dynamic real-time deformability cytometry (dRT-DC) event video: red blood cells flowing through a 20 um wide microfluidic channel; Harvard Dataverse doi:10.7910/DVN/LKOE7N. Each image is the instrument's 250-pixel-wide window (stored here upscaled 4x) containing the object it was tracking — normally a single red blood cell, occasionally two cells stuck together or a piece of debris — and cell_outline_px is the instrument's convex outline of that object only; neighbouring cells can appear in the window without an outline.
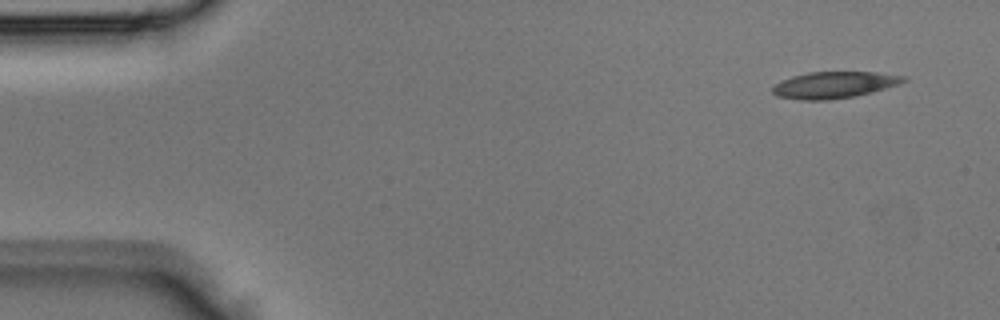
{"species": "Egyptian fruit bat (a non-hibernating species)", "species_latin": "Rousettus aegyptiacus", "temperature_condition": "room temperature", "stored_images_in_passage": 3, "camera_frame_rate_fps": 3000, "um_per_image_px": 0.085, "animal": {"sex": "male"}, "frame": {"image": 1, "passage_image": 1, "time_ms": 0.0, "image_size_px": [1000, 320], "cell_outline_px": [[908, 80], [900, 84], [872, 92], [856, 96], [828, 100], [800, 100], [776, 96], [772, 92], [772, 88], [776, 84], [792, 76], [808, 72], [876, 72], [908, 76]], "centroid_in_image_um": [70.95, 7.22], "position_along_channel_um": 14.1, "area_um2": 20.4}}